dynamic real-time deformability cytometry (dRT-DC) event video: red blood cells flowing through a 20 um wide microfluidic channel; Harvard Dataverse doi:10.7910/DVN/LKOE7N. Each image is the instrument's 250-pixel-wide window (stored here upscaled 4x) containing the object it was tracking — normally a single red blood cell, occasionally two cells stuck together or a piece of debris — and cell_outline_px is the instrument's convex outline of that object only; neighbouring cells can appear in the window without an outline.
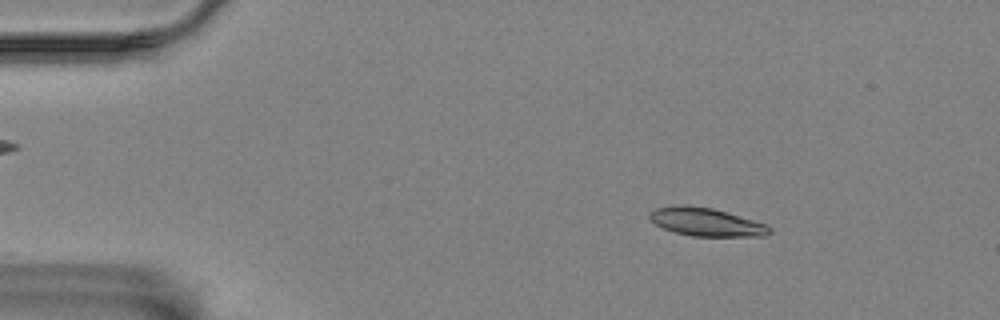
{"species": "Egyptian fruit bat (a non-hibernating species)", "species_latin": "Rousettus aegyptiacus", "temperature_condition": "room temperature", "stored_images_in_passage": 9, "camera_frame_rate_fps": 3000, "um_per_image_px": 0.085, "animal": {"sex": "female"}, "frame": {"image": 1, "passage_image": 2, "time_ms": 0.333, "image_size_px": [1000, 320], "cell_outline_px": [[772, 232], [768, 236], [692, 236], [676, 232], [664, 228], [656, 224], [648, 216], [648, 212], [656, 208], [680, 204], [712, 208], [768, 224], [772, 228]], "centroid_in_image_um": [60.06, 18.87], "position_along_channel_um": 24.9, "area_um2": 19.71}}